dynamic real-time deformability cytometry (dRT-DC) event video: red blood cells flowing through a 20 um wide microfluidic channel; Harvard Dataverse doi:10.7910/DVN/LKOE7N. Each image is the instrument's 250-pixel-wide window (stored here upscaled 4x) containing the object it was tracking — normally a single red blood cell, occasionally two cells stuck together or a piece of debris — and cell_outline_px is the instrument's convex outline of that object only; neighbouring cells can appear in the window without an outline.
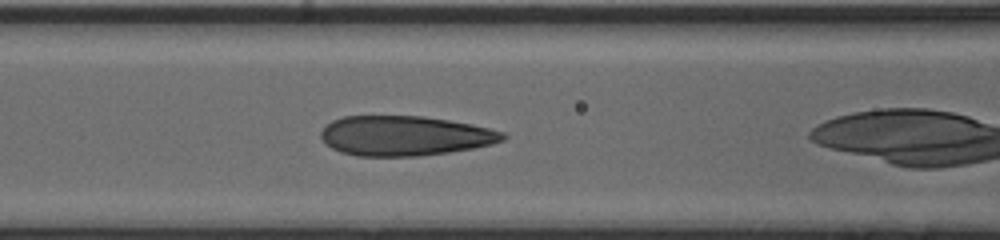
{"species": "human", "species_latin": "Homo sapiens", "temperature_condition": "cold", "stored_images_in_passage": 16, "camera_frame_rate_fps": 3000, "um_per_image_px": 0.085, "donor": {"sex": "male"}, "frame": {"image": 1, "passage_image": 5, "time_ms": 1.333, "image_size_px": [1000, 240], "cell_outline_px": [[508, 136], [504, 140], [492, 144], [472, 148], [448, 152], [420, 156], [356, 156], [340, 152], [332, 148], [320, 136], [320, 132], [332, 120], [344, 116], [424, 116], [472, 124], [504, 132]], "centroid_in_image_um": [34.42, 11.54], "position_along_channel_um": 132.2, "area_um2": 42.19}}
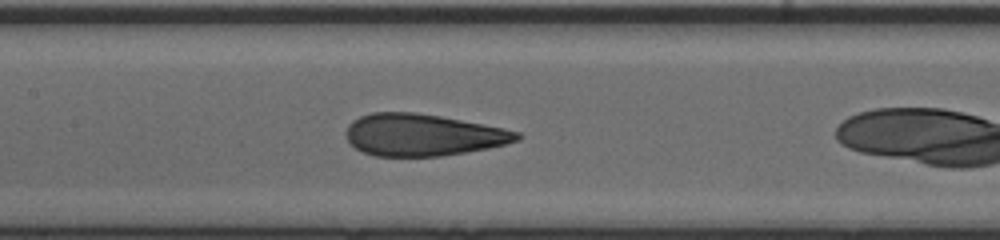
{"frame": {"image": 2, "passage_image": 8, "time_ms": 2.333, "image_size_px": [1000, 240], "cell_outline_px": [[524, 136], [520, 140], [488, 148], [440, 156], [376, 156], [364, 152], [356, 148], [348, 140], [344, 132], [348, 124], [352, 120], [360, 116], [372, 112], [416, 112], [440, 116], [504, 128], [520, 132]], "centroid_in_image_um": [35.93, 11.46], "position_along_channel_um": 171.5, "area_um2": 41.79}}
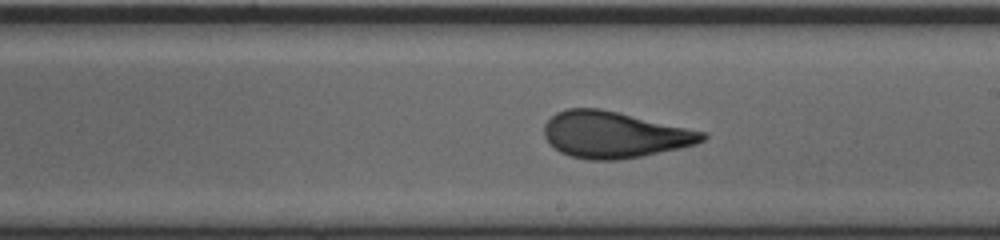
{"frame": {"image": 3, "passage_image": 13, "time_ms": 4.0, "image_size_px": [1000, 240], "cell_outline_px": [[708, 136], [704, 140], [696, 144], [680, 148], [640, 156], [616, 160], [588, 160], [572, 156], [560, 152], [548, 144], [544, 136], [544, 124], [556, 112], [568, 108], [600, 108], [708, 132]], "centroid_in_image_um": [52.21, 11.44], "position_along_channel_um": 236.8, "area_um2": 42.89}}